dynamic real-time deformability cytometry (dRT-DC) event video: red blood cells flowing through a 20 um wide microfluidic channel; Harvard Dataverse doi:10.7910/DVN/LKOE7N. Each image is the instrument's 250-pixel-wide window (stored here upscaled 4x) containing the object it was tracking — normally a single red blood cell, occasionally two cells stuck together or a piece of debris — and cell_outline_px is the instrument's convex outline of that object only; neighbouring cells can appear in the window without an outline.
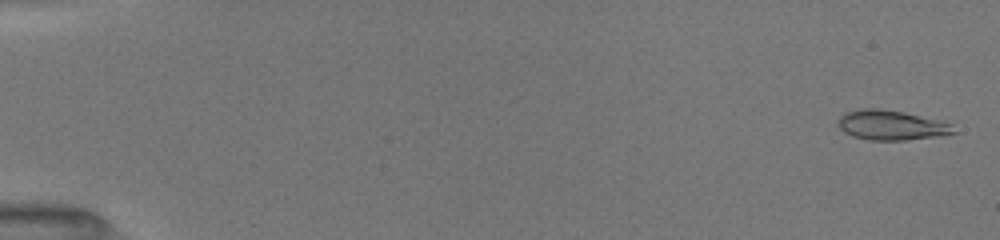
{"species": "common noctule bat (a hibernating species)", "species_latin": "Nyctalus noctula", "temperature_condition": "room temperature", "stored_images_in_passage": 68, "camera_frame_rate_fps": 3000, "um_per_image_px": 0.085, "animal": {"sex": "female", "body_mass_g": 19.5, "forearm_length_mm": 54.1}, "frame": {"image": 1, "passage_image": 1, "time_ms": 0.0, "image_size_px": [1000, 240], "cell_outline_px": [[956, 132], [944, 136], [904, 140], [868, 140], [852, 136], [844, 132], [836, 124], [836, 120], [844, 112], [864, 108], [880, 108], [904, 112], [944, 120], [952, 124]], "centroid_in_image_um": [75.78, 10.63], "position_along_channel_um": 9.2, "area_um2": 20.58}}
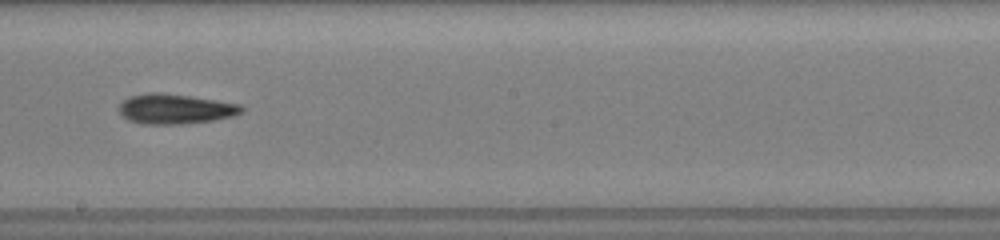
{"frame": {"image": 2, "passage_image": 32, "time_ms": 9.667, "image_size_px": [1000, 240], "cell_outline_px": [[244, 112], [232, 116], [212, 120], [184, 124], [140, 124], [128, 120], [116, 108], [128, 96], [148, 92], [160, 92], [192, 96], [240, 104], [244, 108]], "centroid_in_image_um": [14.87, 9.25], "position_along_channel_um": 233.3, "area_um2": 21.62}}
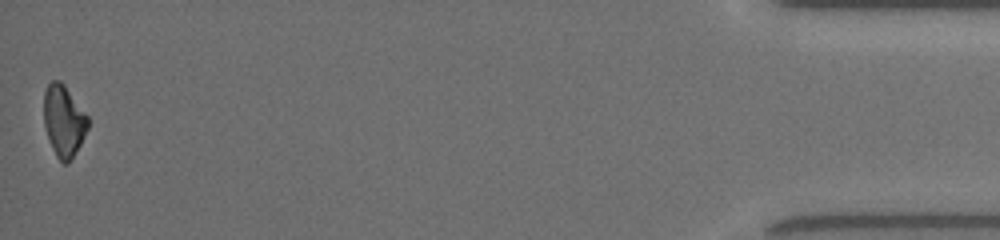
{"frame": {"image": 3, "passage_image": 67, "time_ms": 16.667, "image_size_px": [1000, 240], "cell_outline_px": [[88, 128], [80, 144], [68, 164], [64, 164], [56, 156], [52, 148], [44, 124], [44, 92], [48, 84], [52, 80], [60, 80], [64, 84], [88, 116]], "centroid_in_image_um": [5.41, 10.26], "position_along_channel_um": 429.8, "area_um2": 18.21}, "authors_computed_cell_mechanics": {"area_um2": 20.0855, "velocity_mm_per_s": 4.012, "shape_relaxation_time_tau1_ms": 5.6695, "shape_relaxation_time_tau2_ms": 8.0125, "deformation_change_tau1": 0.1737, "deformation_change_tau2": 0.1881}}